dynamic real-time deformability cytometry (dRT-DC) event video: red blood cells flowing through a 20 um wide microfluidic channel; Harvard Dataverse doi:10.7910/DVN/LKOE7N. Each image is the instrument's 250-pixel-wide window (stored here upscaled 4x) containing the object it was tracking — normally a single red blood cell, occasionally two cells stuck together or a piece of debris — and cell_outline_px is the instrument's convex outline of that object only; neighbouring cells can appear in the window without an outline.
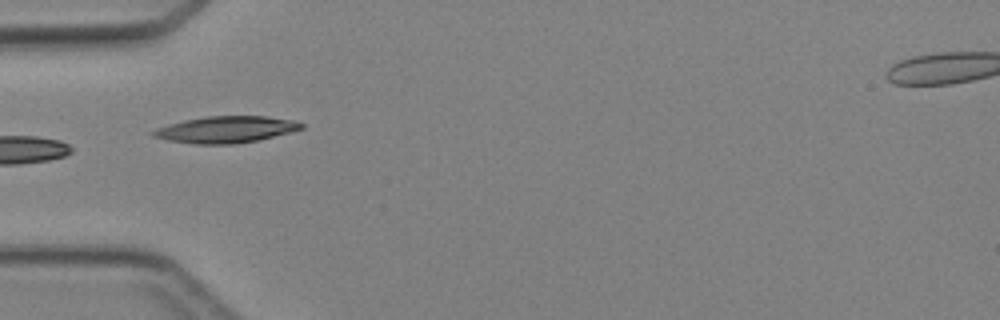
{"species": "Egyptian fruit bat (a non-hibernating species)", "species_latin": "Rousettus aegyptiacus", "temperature_condition": "cold", "stored_images_in_passage": 4, "camera_frame_rate_fps": 3000, "um_per_image_px": 0.085, "animal": {"sex": "female"}, "frame": {"image": 1, "passage_image": 4, "time_ms": 3.333, "image_size_px": [1000, 320], "cell_outline_px": [[304, 128], [256, 140], [232, 144], [196, 144], [168, 140], [152, 136], [148, 132], [156, 128], [168, 124], [184, 120], [208, 116], [268, 116], [296, 120], [304, 124]], "centroid_in_image_um": [19.17, 11.0], "position_along_channel_um": 65.8, "area_um2": 22.89}}